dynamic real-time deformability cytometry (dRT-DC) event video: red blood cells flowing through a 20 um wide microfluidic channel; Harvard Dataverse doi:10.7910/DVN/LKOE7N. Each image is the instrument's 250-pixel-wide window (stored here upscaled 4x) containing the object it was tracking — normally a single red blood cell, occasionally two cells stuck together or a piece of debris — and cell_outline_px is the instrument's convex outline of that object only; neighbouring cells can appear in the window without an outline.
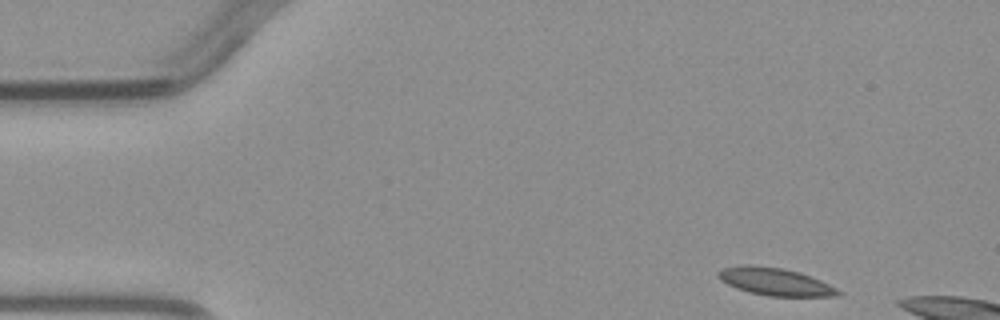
{"species": "common noctule bat (a hibernating species)", "species_latin": "Nyctalus noctula", "temperature_condition": "warm", "stored_images_in_passage": 3, "camera_frame_rate_fps": 3000, "um_per_image_px": 0.085, "animal": {"sex": "male", "body_mass_g": 23.1, "forearm_length_mm": 52.7}, "frame": {"image": 1, "passage_image": 1, "time_ms": 0.0, "image_size_px": [1000, 320], "cell_outline_px": [[844, 292], [840, 296], [768, 296], [748, 292], [736, 288], [720, 280], [716, 276], [716, 272], [724, 268], [740, 264], [752, 264], [784, 268], [800, 272], [820, 280]], "centroid_in_image_um": [65.86, 23.93], "position_along_channel_um": 19.1, "area_um2": 19.54}}
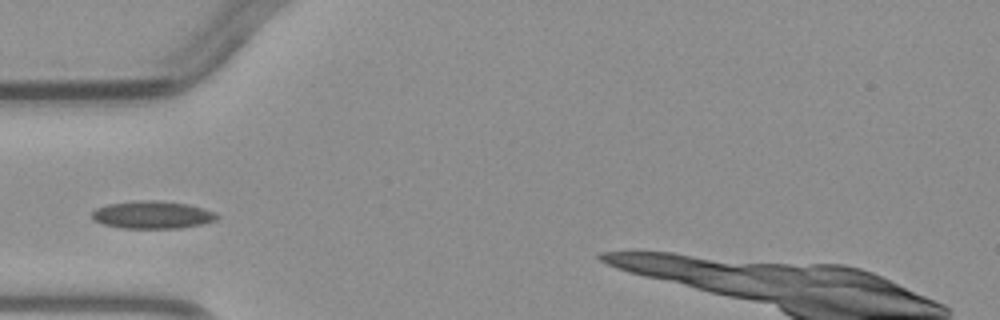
{"frame": {"image": 2, "passage_image": 3, "time_ms": 3.333, "image_size_px": [1000, 320], "cell_outline_px": [[220, 216], [216, 220], [204, 224], [180, 228], [124, 228], [100, 224], [92, 220], [92, 212], [96, 208], [108, 204], [140, 200], [152, 200], [188, 204], [204, 208], [216, 212]], "centroid_in_image_um": [12.97, 18.27], "position_along_channel_um": 72.0, "area_um2": 20.29}}